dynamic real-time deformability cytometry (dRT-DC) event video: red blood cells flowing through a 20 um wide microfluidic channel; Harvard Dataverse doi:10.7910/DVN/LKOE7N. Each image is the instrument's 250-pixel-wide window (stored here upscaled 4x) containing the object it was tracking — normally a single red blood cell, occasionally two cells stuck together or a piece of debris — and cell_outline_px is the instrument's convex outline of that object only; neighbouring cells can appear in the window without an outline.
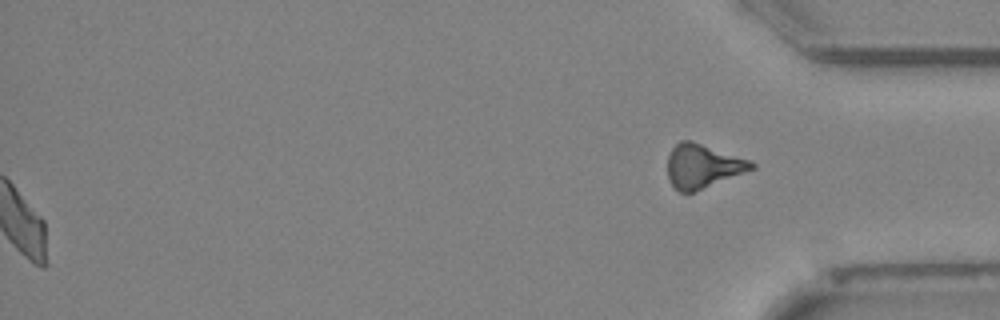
{"species": "Egyptian fruit bat (a non-hibernating species)", "species_latin": "Rousettus aegyptiacus", "temperature_condition": "cold", "stored_images_in_passage": 52, "segment_of_instrument_passage": [2, 2], "camera_frame_rate_fps": 3000, "um_per_image_px": 0.085, "animal": {"sex": "female"}, "frame": {"image": 1, "passage_image": 52, "time_ms": 17.0, "image_size_px": [1000, 320], "cell_outline_px": [[756, 168], [692, 192], [680, 192], [668, 180], [668, 156], [672, 148], [680, 140], [692, 140], [748, 160], [756, 164]], "centroid_in_image_um": [59.7, 14.1], "position_along_channel_um": 375.5, "area_um2": 21.1}}